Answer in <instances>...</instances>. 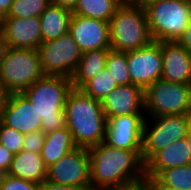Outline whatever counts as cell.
Returning a JSON list of instances; mask_svg holds the SVG:
<instances>
[{
	"instance_id": "33",
	"label": "cell",
	"mask_w": 191,
	"mask_h": 190,
	"mask_svg": "<svg viewBox=\"0 0 191 190\" xmlns=\"http://www.w3.org/2000/svg\"><path fill=\"white\" fill-rule=\"evenodd\" d=\"M111 190H152L149 180L145 179L141 182L125 186V187H120V188H115Z\"/></svg>"
},
{
	"instance_id": "30",
	"label": "cell",
	"mask_w": 191,
	"mask_h": 190,
	"mask_svg": "<svg viewBox=\"0 0 191 190\" xmlns=\"http://www.w3.org/2000/svg\"><path fill=\"white\" fill-rule=\"evenodd\" d=\"M45 135L46 134L41 130L25 133L22 150L40 154L44 144Z\"/></svg>"
},
{
	"instance_id": "4",
	"label": "cell",
	"mask_w": 191,
	"mask_h": 190,
	"mask_svg": "<svg viewBox=\"0 0 191 190\" xmlns=\"http://www.w3.org/2000/svg\"><path fill=\"white\" fill-rule=\"evenodd\" d=\"M111 50L128 52L150 44L145 8L135 3H122L109 21Z\"/></svg>"
},
{
	"instance_id": "9",
	"label": "cell",
	"mask_w": 191,
	"mask_h": 190,
	"mask_svg": "<svg viewBox=\"0 0 191 190\" xmlns=\"http://www.w3.org/2000/svg\"><path fill=\"white\" fill-rule=\"evenodd\" d=\"M38 51L45 75L67 78L73 76L82 55L78 44L69 32L55 40L42 42Z\"/></svg>"
},
{
	"instance_id": "36",
	"label": "cell",
	"mask_w": 191,
	"mask_h": 190,
	"mask_svg": "<svg viewBox=\"0 0 191 190\" xmlns=\"http://www.w3.org/2000/svg\"><path fill=\"white\" fill-rule=\"evenodd\" d=\"M9 50L10 45L7 41L4 40L3 36L0 34V65L3 62L4 58L7 56Z\"/></svg>"
},
{
	"instance_id": "23",
	"label": "cell",
	"mask_w": 191,
	"mask_h": 190,
	"mask_svg": "<svg viewBox=\"0 0 191 190\" xmlns=\"http://www.w3.org/2000/svg\"><path fill=\"white\" fill-rule=\"evenodd\" d=\"M149 183L151 187L191 190V163L165 169Z\"/></svg>"
},
{
	"instance_id": "40",
	"label": "cell",
	"mask_w": 191,
	"mask_h": 190,
	"mask_svg": "<svg viewBox=\"0 0 191 190\" xmlns=\"http://www.w3.org/2000/svg\"><path fill=\"white\" fill-rule=\"evenodd\" d=\"M152 190H178V189H173V188H168V187H151Z\"/></svg>"
},
{
	"instance_id": "12",
	"label": "cell",
	"mask_w": 191,
	"mask_h": 190,
	"mask_svg": "<svg viewBox=\"0 0 191 190\" xmlns=\"http://www.w3.org/2000/svg\"><path fill=\"white\" fill-rule=\"evenodd\" d=\"M0 121L23 134L41 130V117L22 92L4 96Z\"/></svg>"
},
{
	"instance_id": "16",
	"label": "cell",
	"mask_w": 191,
	"mask_h": 190,
	"mask_svg": "<svg viewBox=\"0 0 191 190\" xmlns=\"http://www.w3.org/2000/svg\"><path fill=\"white\" fill-rule=\"evenodd\" d=\"M106 118L124 115H142L145 111L144 90L134 84L119 85L101 101Z\"/></svg>"
},
{
	"instance_id": "24",
	"label": "cell",
	"mask_w": 191,
	"mask_h": 190,
	"mask_svg": "<svg viewBox=\"0 0 191 190\" xmlns=\"http://www.w3.org/2000/svg\"><path fill=\"white\" fill-rule=\"evenodd\" d=\"M122 3L121 0H79L72 14L109 22Z\"/></svg>"
},
{
	"instance_id": "1",
	"label": "cell",
	"mask_w": 191,
	"mask_h": 190,
	"mask_svg": "<svg viewBox=\"0 0 191 190\" xmlns=\"http://www.w3.org/2000/svg\"><path fill=\"white\" fill-rule=\"evenodd\" d=\"M88 150L91 190H111L146 179L142 151L115 148L105 142Z\"/></svg>"
},
{
	"instance_id": "17",
	"label": "cell",
	"mask_w": 191,
	"mask_h": 190,
	"mask_svg": "<svg viewBox=\"0 0 191 190\" xmlns=\"http://www.w3.org/2000/svg\"><path fill=\"white\" fill-rule=\"evenodd\" d=\"M162 77L167 82L191 84V52L177 41H161Z\"/></svg>"
},
{
	"instance_id": "34",
	"label": "cell",
	"mask_w": 191,
	"mask_h": 190,
	"mask_svg": "<svg viewBox=\"0 0 191 190\" xmlns=\"http://www.w3.org/2000/svg\"><path fill=\"white\" fill-rule=\"evenodd\" d=\"M178 43L187 51L191 52V22L185 30L183 36L178 40Z\"/></svg>"
},
{
	"instance_id": "18",
	"label": "cell",
	"mask_w": 191,
	"mask_h": 190,
	"mask_svg": "<svg viewBox=\"0 0 191 190\" xmlns=\"http://www.w3.org/2000/svg\"><path fill=\"white\" fill-rule=\"evenodd\" d=\"M190 163V147L186 139H181L157 151L145 163V178L147 180H152L165 169Z\"/></svg>"
},
{
	"instance_id": "19",
	"label": "cell",
	"mask_w": 191,
	"mask_h": 190,
	"mask_svg": "<svg viewBox=\"0 0 191 190\" xmlns=\"http://www.w3.org/2000/svg\"><path fill=\"white\" fill-rule=\"evenodd\" d=\"M47 168L40 154L22 150L13 156L7 174L41 184L47 178Z\"/></svg>"
},
{
	"instance_id": "38",
	"label": "cell",
	"mask_w": 191,
	"mask_h": 190,
	"mask_svg": "<svg viewBox=\"0 0 191 190\" xmlns=\"http://www.w3.org/2000/svg\"><path fill=\"white\" fill-rule=\"evenodd\" d=\"M155 1H158V0H135L133 3L145 7L146 5H148V4L152 3V2H155Z\"/></svg>"
},
{
	"instance_id": "25",
	"label": "cell",
	"mask_w": 191,
	"mask_h": 190,
	"mask_svg": "<svg viewBox=\"0 0 191 190\" xmlns=\"http://www.w3.org/2000/svg\"><path fill=\"white\" fill-rule=\"evenodd\" d=\"M119 85L113 79L105 67L91 80L86 82L80 90L87 96L93 99L102 101L111 91L117 88Z\"/></svg>"
},
{
	"instance_id": "44",
	"label": "cell",
	"mask_w": 191,
	"mask_h": 190,
	"mask_svg": "<svg viewBox=\"0 0 191 190\" xmlns=\"http://www.w3.org/2000/svg\"><path fill=\"white\" fill-rule=\"evenodd\" d=\"M2 18L0 17V34H1Z\"/></svg>"
},
{
	"instance_id": "41",
	"label": "cell",
	"mask_w": 191,
	"mask_h": 190,
	"mask_svg": "<svg viewBox=\"0 0 191 190\" xmlns=\"http://www.w3.org/2000/svg\"><path fill=\"white\" fill-rule=\"evenodd\" d=\"M4 96H5V94L3 93L1 86H0V112H1V105L3 102Z\"/></svg>"
},
{
	"instance_id": "10",
	"label": "cell",
	"mask_w": 191,
	"mask_h": 190,
	"mask_svg": "<svg viewBox=\"0 0 191 190\" xmlns=\"http://www.w3.org/2000/svg\"><path fill=\"white\" fill-rule=\"evenodd\" d=\"M46 180L91 190L90 158L87 148L76 147L47 168Z\"/></svg>"
},
{
	"instance_id": "7",
	"label": "cell",
	"mask_w": 191,
	"mask_h": 190,
	"mask_svg": "<svg viewBox=\"0 0 191 190\" xmlns=\"http://www.w3.org/2000/svg\"><path fill=\"white\" fill-rule=\"evenodd\" d=\"M145 113L152 117L191 115V84L167 82L159 79L145 91Z\"/></svg>"
},
{
	"instance_id": "39",
	"label": "cell",
	"mask_w": 191,
	"mask_h": 190,
	"mask_svg": "<svg viewBox=\"0 0 191 190\" xmlns=\"http://www.w3.org/2000/svg\"><path fill=\"white\" fill-rule=\"evenodd\" d=\"M188 142V145L190 147V152H191V123L189 125V128H188V131H187V135H186V138H185Z\"/></svg>"
},
{
	"instance_id": "26",
	"label": "cell",
	"mask_w": 191,
	"mask_h": 190,
	"mask_svg": "<svg viewBox=\"0 0 191 190\" xmlns=\"http://www.w3.org/2000/svg\"><path fill=\"white\" fill-rule=\"evenodd\" d=\"M106 68L118 85L131 84L127 52L110 50L107 55Z\"/></svg>"
},
{
	"instance_id": "6",
	"label": "cell",
	"mask_w": 191,
	"mask_h": 190,
	"mask_svg": "<svg viewBox=\"0 0 191 190\" xmlns=\"http://www.w3.org/2000/svg\"><path fill=\"white\" fill-rule=\"evenodd\" d=\"M44 75L38 49L10 48L0 65V86L5 95L21 93Z\"/></svg>"
},
{
	"instance_id": "35",
	"label": "cell",
	"mask_w": 191,
	"mask_h": 190,
	"mask_svg": "<svg viewBox=\"0 0 191 190\" xmlns=\"http://www.w3.org/2000/svg\"><path fill=\"white\" fill-rule=\"evenodd\" d=\"M79 0H51V3L73 11Z\"/></svg>"
},
{
	"instance_id": "8",
	"label": "cell",
	"mask_w": 191,
	"mask_h": 190,
	"mask_svg": "<svg viewBox=\"0 0 191 190\" xmlns=\"http://www.w3.org/2000/svg\"><path fill=\"white\" fill-rule=\"evenodd\" d=\"M151 118L153 123L155 122L153 127H148L147 119H145L143 127L142 160L144 164L157 151L166 148L173 142L185 139L191 123V115L187 114L164 115Z\"/></svg>"
},
{
	"instance_id": "32",
	"label": "cell",
	"mask_w": 191,
	"mask_h": 190,
	"mask_svg": "<svg viewBox=\"0 0 191 190\" xmlns=\"http://www.w3.org/2000/svg\"><path fill=\"white\" fill-rule=\"evenodd\" d=\"M40 190H84V189L80 187L55 184L48 180H45L40 184Z\"/></svg>"
},
{
	"instance_id": "22",
	"label": "cell",
	"mask_w": 191,
	"mask_h": 190,
	"mask_svg": "<svg viewBox=\"0 0 191 190\" xmlns=\"http://www.w3.org/2000/svg\"><path fill=\"white\" fill-rule=\"evenodd\" d=\"M74 148L76 146L73 142L71 132L67 127H64L45 135L40 155L45 165L49 167Z\"/></svg>"
},
{
	"instance_id": "20",
	"label": "cell",
	"mask_w": 191,
	"mask_h": 190,
	"mask_svg": "<svg viewBox=\"0 0 191 190\" xmlns=\"http://www.w3.org/2000/svg\"><path fill=\"white\" fill-rule=\"evenodd\" d=\"M39 18L42 42H47L69 32L72 11L50 3Z\"/></svg>"
},
{
	"instance_id": "28",
	"label": "cell",
	"mask_w": 191,
	"mask_h": 190,
	"mask_svg": "<svg viewBox=\"0 0 191 190\" xmlns=\"http://www.w3.org/2000/svg\"><path fill=\"white\" fill-rule=\"evenodd\" d=\"M24 134L4 125L0 121V144L13 155L22 151Z\"/></svg>"
},
{
	"instance_id": "27",
	"label": "cell",
	"mask_w": 191,
	"mask_h": 190,
	"mask_svg": "<svg viewBox=\"0 0 191 190\" xmlns=\"http://www.w3.org/2000/svg\"><path fill=\"white\" fill-rule=\"evenodd\" d=\"M51 0H14L6 17H39Z\"/></svg>"
},
{
	"instance_id": "11",
	"label": "cell",
	"mask_w": 191,
	"mask_h": 190,
	"mask_svg": "<svg viewBox=\"0 0 191 190\" xmlns=\"http://www.w3.org/2000/svg\"><path fill=\"white\" fill-rule=\"evenodd\" d=\"M127 64L131 84L144 91L162 77L161 41L127 52Z\"/></svg>"
},
{
	"instance_id": "42",
	"label": "cell",
	"mask_w": 191,
	"mask_h": 190,
	"mask_svg": "<svg viewBox=\"0 0 191 190\" xmlns=\"http://www.w3.org/2000/svg\"><path fill=\"white\" fill-rule=\"evenodd\" d=\"M123 3H128V2H130V3H133L135 0H121Z\"/></svg>"
},
{
	"instance_id": "43",
	"label": "cell",
	"mask_w": 191,
	"mask_h": 190,
	"mask_svg": "<svg viewBox=\"0 0 191 190\" xmlns=\"http://www.w3.org/2000/svg\"><path fill=\"white\" fill-rule=\"evenodd\" d=\"M4 175H5V173L2 170H0V178H3Z\"/></svg>"
},
{
	"instance_id": "21",
	"label": "cell",
	"mask_w": 191,
	"mask_h": 190,
	"mask_svg": "<svg viewBox=\"0 0 191 190\" xmlns=\"http://www.w3.org/2000/svg\"><path fill=\"white\" fill-rule=\"evenodd\" d=\"M111 48L85 51L71 77L73 89H80L106 67L107 55Z\"/></svg>"
},
{
	"instance_id": "31",
	"label": "cell",
	"mask_w": 191,
	"mask_h": 190,
	"mask_svg": "<svg viewBox=\"0 0 191 190\" xmlns=\"http://www.w3.org/2000/svg\"><path fill=\"white\" fill-rule=\"evenodd\" d=\"M13 154L3 145L0 144V170L7 174L11 162L13 160Z\"/></svg>"
},
{
	"instance_id": "2",
	"label": "cell",
	"mask_w": 191,
	"mask_h": 190,
	"mask_svg": "<svg viewBox=\"0 0 191 190\" xmlns=\"http://www.w3.org/2000/svg\"><path fill=\"white\" fill-rule=\"evenodd\" d=\"M66 127L76 147L91 148L105 141L107 119L101 101L72 89L65 102Z\"/></svg>"
},
{
	"instance_id": "14",
	"label": "cell",
	"mask_w": 191,
	"mask_h": 190,
	"mask_svg": "<svg viewBox=\"0 0 191 190\" xmlns=\"http://www.w3.org/2000/svg\"><path fill=\"white\" fill-rule=\"evenodd\" d=\"M69 34L82 53L111 48L109 22L72 14Z\"/></svg>"
},
{
	"instance_id": "5",
	"label": "cell",
	"mask_w": 191,
	"mask_h": 190,
	"mask_svg": "<svg viewBox=\"0 0 191 190\" xmlns=\"http://www.w3.org/2000/svg\"><path fill=\"white\" fill-rule=\"evenodd\" d=\"M153 41H177L191 22V1L158 0L145 7Z\"/></svg>"
},
{
	"instance_id": "37",
	"label": "cell",
	"mask_w": 191,
	"mask_h": 190,
	"mask_svg": "<svg viewBox=\"0 0 191 190\" xmlns=\"http://www.w3.org/2000/svg\"><path fill=\"white\" fill-rule=\"evenodd\" d=\"M14 0H0V17L3 19L7 16Z\"/></svg>"
},
{
	"instance_id": "13",
	"label": "cell",
	"mask_w": 191,
	"mask_h": 190,
	"mask_svg": "<svg viewBox=\"0 0 191 190\" xmlns=\"http://www.w3.org/2000/svg\"><path fill=\"white\" fill-rule=\"evenodd\" d=\"M143 115H124L106 118L105 143L111 147L142 151Z\"/></svg>"
},
{
	"instance_id": "29",
	"label": "cell",
	"mask_w": 191,
	"mask_h": 190,
	"mask_svg": "<svg viewBox=\"0 0 191 190\" xmlns=\"http://www.w3.org/2000/svg\"><path fill=\"white\" fill-rule=\"evenodd\" d=\"M0 190H40V184L5 174Z\"/></svg>"
},
{
	"instance_id": "3",
	"label": "cell",
	"mask_w": 191,
	"mask_h": 190,
	"mask_svg": "<svg viewBox=\"0 0 191 190\" xmlns=\"http://www.w3.org/2000/svg\"><path fill=\"white\" fill-rule=\"evenodd\" d=\"M71 78L44 75L22 93L35 106L45 134L66 127L65 102L72 90Z\"/></svg>"
},
{
	"instance_id": "15",
	"label": "cell",
	"mask_w": 191,
	"mask_h": 190,
	"mask_svg": "<svg viewBox=\"0 0 191 190\" xmlns=\"http://www.w3.org/2000/svg\"><path fill=\"white\" fill-rule=\"evenodd\" d=\"M1 35L10 48L38 49L42 43L39 17H5L2 19Z\"/></svg>"
}]
</instances>
